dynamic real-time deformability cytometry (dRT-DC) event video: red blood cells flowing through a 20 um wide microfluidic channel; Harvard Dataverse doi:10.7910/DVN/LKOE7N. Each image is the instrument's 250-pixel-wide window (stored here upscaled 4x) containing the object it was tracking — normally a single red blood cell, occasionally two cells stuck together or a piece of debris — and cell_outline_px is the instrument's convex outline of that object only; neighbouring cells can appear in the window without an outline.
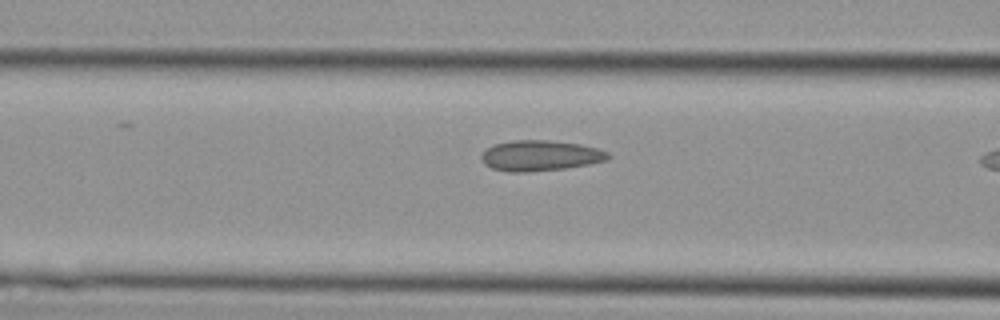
{"species": "Egyptian fruit bat (a non-hibernating species)", "species_latin": "Rousettus aegyptiacus", "temperature_condition": "cold", "stored_images_in_passage": 10, "camera_frame_rate_fps": 3000, "um_per_image_px": 0.085, "animal": {"sex": "female"}, "frame": {"image": 1, "passage_image": 9, "time_ms": 2.667, "image_size_px": [1000, 320], "cell_outline_px": [[612, 156], [608, 160], [588, 164], [564, 168], [528, 172], [508, 172], [492, 168], [484, 164], [480, 156], [492, 144], [512, 140], [548, 140], [580, 144], [596, 148], [608, 152]], "centroid_in_image_um": [45.91, 13.22], "position_along_channel_um": 120.7, "area_um2": 22.6}}